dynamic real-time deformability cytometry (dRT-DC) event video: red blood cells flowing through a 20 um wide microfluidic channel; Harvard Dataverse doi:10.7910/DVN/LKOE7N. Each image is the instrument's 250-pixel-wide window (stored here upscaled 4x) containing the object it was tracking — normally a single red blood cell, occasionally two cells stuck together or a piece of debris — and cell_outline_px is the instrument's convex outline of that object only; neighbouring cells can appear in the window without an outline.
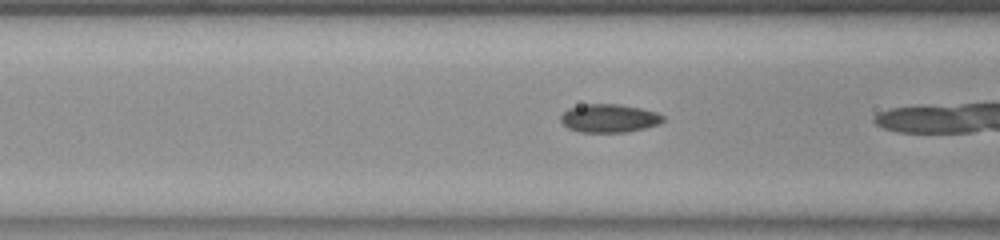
{"species": "common noctule bat (a hibernating species)", "species_latin": "Nyctalus noctula", "temperature_condition": "room temperature", "stored_images_in_passage": 38, "camera_frame_rate_fps": 3000, "um_per_image_px": 0.085, "animal": {"sex": "female", "body_mass_g": 23.0, "forearm_length_mm": 53.4}, "frame": {"image": 1, "passage_image": 18, "time_ms": 5.667, "image_size_px": [1000, 240], "cell_outline_px": [[664, 120], [660, 124], [628, 132], [580, 132], [568, 128], [560, 120], [560, 116], [568, 108], [584, 104], [620, 104], [640, 108], [656, 112], [664, 116]], "centroid_in_image_um": [51.78, 10.05], "position_along_channel_um": 114.8, "area_um2": 16.94}}
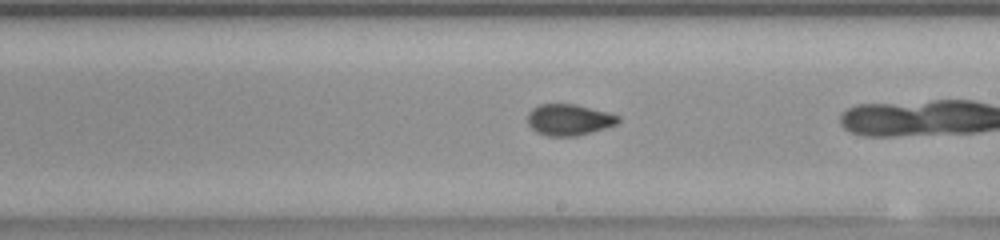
{"frame": {"image": 2, "passage_image": 28, "time_ms": 9.0, "image_size_px": [1000, 240], "cell_outline_px": [[620, 120], [616, 124], [604, 128], [576, 136], [548, 136], [536, 132], [528, 124], [528, 112], [532, 108], [540, 104], [576, 104], [608, 112], [620, 116]], "centroid_in_image_um": [48.35, 10.17], "position_along_channel_um": 240.6, "area_um2": 16.47}}
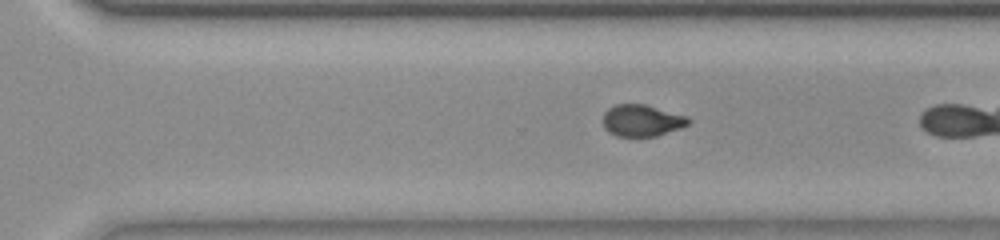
{"frame": {"image": 3, "passage_image": 34, "time_ms": 11.0, "image_size_px": [1000, 240], "cell_outline_px": [[692, 120], [688, 124], [680, 128], [656, 136], [616, 136], [608, 132], [604, 128], [604, 112], [608, 108], [616, 104], [644, 104], [688, 116]], "centroid_in_image_um": [54.56, 10.24], "position_along_channel_um": 316.0, "area_um2": 15.78}}